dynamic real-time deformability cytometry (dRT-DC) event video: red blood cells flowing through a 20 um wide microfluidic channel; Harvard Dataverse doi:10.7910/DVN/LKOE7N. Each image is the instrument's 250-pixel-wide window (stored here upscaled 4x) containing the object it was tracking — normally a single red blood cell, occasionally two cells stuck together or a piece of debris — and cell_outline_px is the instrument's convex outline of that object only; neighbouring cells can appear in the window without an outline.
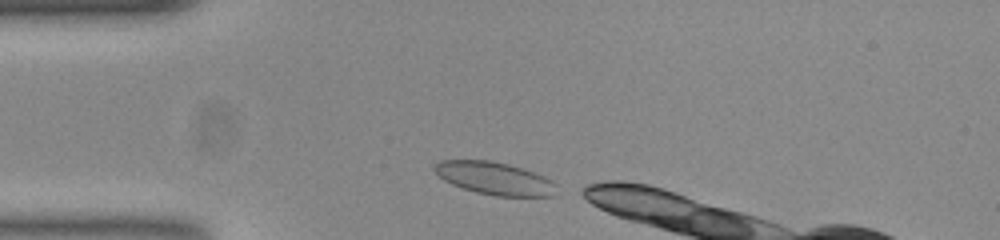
{"species": "common noctule bat (a hibernating species)", "species_latin": "Nyctalus noctula", "temperature_condition": "room temperature", "stored_images_in_passage": 11, "camera_frame_rate_fps": 3000, "um_per_image_px": 0.085, "animal": {"sex": "female", "body_mass_g": 23.0, "forearm_length_mm": 53.4}, "frame": {"image": 1, "passage_image": 1, "time_ms": 0.0, "image_size_px": [1000, 240], "cell_outline_px": [[556, 196], [496, 196], [476, 192], [452, 184], [444, 180], [432, 168], [432, 164], [440, 160], [488, 160], [508, 164], [544, 176], [552, 180], [556, 184]], "centroid_in_image_um": [42.03, 15.16], "position_along_channel_um": 43.0, "area_um2": 23.18}}
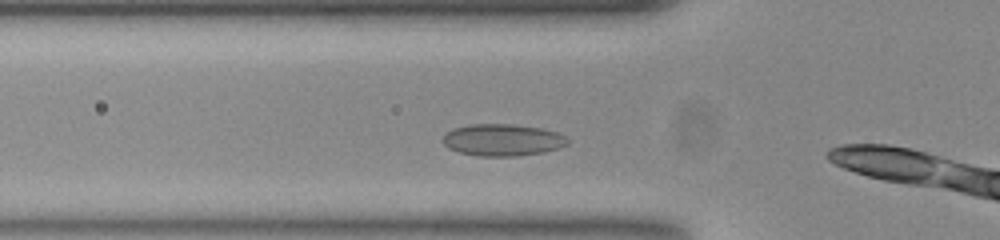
{"frame": {"image": 2, "passage_image": 6, "time_ms": 1.667, "image_size_px": [1000, 240], "cell_outline_px": [[568, 144], [544, 152], [516, 156], [476, 156], [460, 152], [448, 148], [444, 144], [444, 136], [452, 128], [472, 124], [512, 124], [540, 128], [556, 132], [568, 136]], "centroid_in_image_um": [42.73, 11.89], "position_along_channel_um": 83.1, "area_um2": 23.12}}
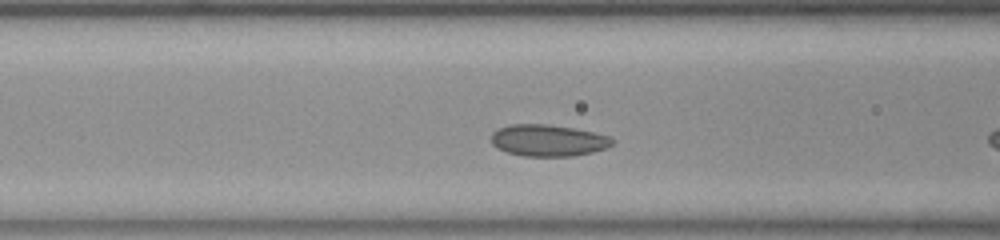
{"frame": {"image": 3, "passage_image": 9, "time_ms": 2.667, "image_size_px": [1000, 240], "cell_outline_px": [[616, 140], [608, 148], [592, 152], [572, 156], [524, 156], [508, 152], [496, 148], [492, 144], [492, 132], [496, 128], [508, 124], [548, 124], [572, 128], [612, 136]], "centroid_in_image_um": [46.59, 11.93], "position_along_channel_um": 120.0, "area_um2": 22.54}}